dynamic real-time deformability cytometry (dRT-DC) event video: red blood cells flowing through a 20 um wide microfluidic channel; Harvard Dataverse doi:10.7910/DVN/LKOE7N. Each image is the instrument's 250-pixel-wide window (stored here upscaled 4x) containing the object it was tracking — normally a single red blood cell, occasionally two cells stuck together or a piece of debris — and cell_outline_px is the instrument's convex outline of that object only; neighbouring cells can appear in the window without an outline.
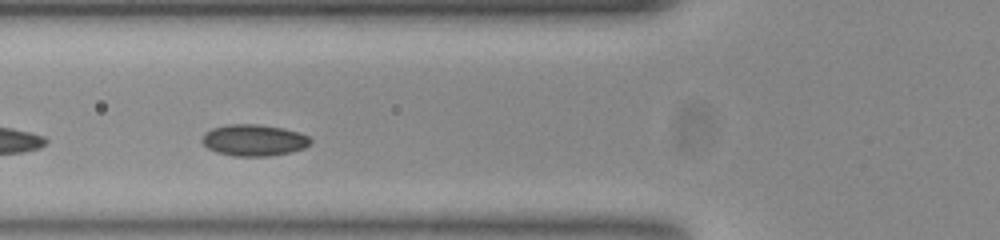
{"species": "common noctule bat (a hibernating species)", "species_latin": "Nyctalus noctula", "temperature_condition": "room temperature", "stored_images_in_passage": 37, "camera_frame_rate_fps": 3000, "um_per_image_px": 0.085, "animal": {"sex": "female", "body_mass_g": 23.0, "forearm_length_mm": 53.4}, "frame": {"image": 1, "passage_image": 11, "time_ms": 3.333, "image_size_px": [1000, 240], "cell_outline_px": [[312, 144], [304, 148], [292, 152], [268, 156], [232, 156], [216, 152], [208, 148], [200, 140], [204, 132], [212, 128], [228, 124], [256, 124], [284, 128], [300, 132], [308, 136], [312, 140]], "centroid_in_image_um": [21.59, 11.91], "position_along_channel_um": 104.2, "area_um2": 20.17}, "authors_computed_cell_mechanics": {"area_um2": 18.9006, "velocity_mm_per_s": 3.7277, "shape_relaxation_time_tau1_ms": 1.04, "shape_relaxation_time_tau2_ms": null, "deformation_change_tau1": 0.0144, "deformation_change_tau2": null}}